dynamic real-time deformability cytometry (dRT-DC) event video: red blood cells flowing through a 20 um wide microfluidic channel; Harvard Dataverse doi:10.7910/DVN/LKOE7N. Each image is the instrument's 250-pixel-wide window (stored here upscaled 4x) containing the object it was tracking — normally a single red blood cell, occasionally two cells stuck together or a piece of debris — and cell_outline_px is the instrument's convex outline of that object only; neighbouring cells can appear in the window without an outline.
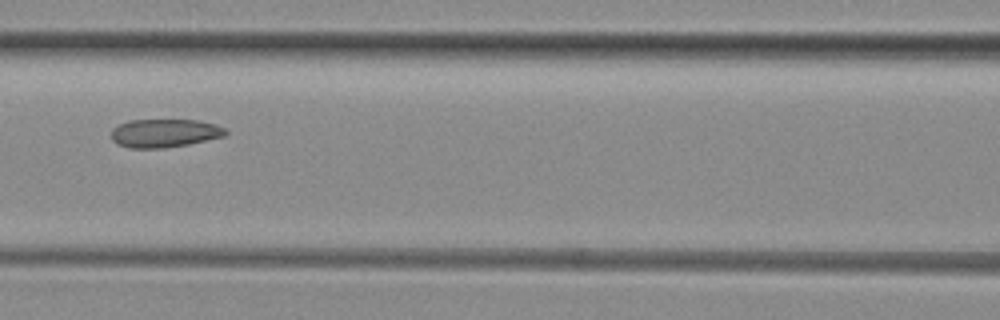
{"species": "common noctule bat (a hibernating species)", "species_latin": "Nyctalus noctula", "temperature_condition": "room temperature", "stored_images_in_passage": 5, "camera_frame_rate_fps": 3000, "um_per_image_px": 0.085, "animal": {"sex": "female", "body_mass_g": 29.2, "forearm_length_mm": 56.3}, "frame": {"image": 1, "passage_image": 5, "time_ms": 4.667, "image_size_px": [1000, 320], "cell_outline_px": [[228, 132], [224, 136], [188, 144], [164, 148], [132, 148], [116, 144], [112, 140], [112, 128], [128, 120], [196, 120], [216, 124], [224, 128]], "centroid_in_image_um": [13.97, 11.31], "position_along_channel_um": 152.6, "area_um2": 18.84}}